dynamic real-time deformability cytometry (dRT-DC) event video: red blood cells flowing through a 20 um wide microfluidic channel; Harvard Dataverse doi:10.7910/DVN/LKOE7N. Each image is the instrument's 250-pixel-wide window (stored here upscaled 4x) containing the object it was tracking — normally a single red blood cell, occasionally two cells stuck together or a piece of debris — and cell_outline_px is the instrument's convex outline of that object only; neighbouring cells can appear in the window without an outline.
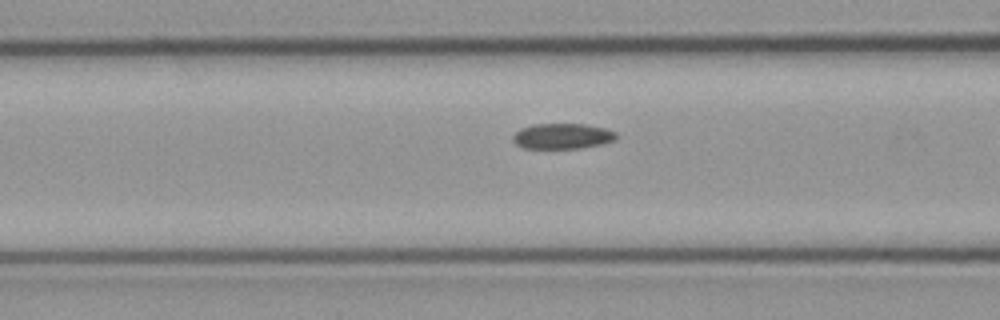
{"species": "common noctule bat (a hibernating species)", "species_latin": "Nyctalus noctula", "temperature_condition": "cold", "stored_images_in_passage": 40, "camera_frame_rate_fps": 3000, "um_per_image_px": 0.085, "animal": {"sex": "male", "body_mass_g": 23.1, "forearm_length_mm": 52.7}, "frame": {"image": 1, "passage_image": 19, "time_ms": 6.0, "image_size_px": [1000, 320], "cell_outline_px": [[616, 140], [604, 144], [580, 148], [520, 148], [512, 140], [512, 136], [520, 128], [536, 124], [584, 124], [604, 128], [616, 132]], "centroid_in_image_um": [47.79, 11.58], "position_along_channel_um": 118.8, "area_um2": 15.43}}
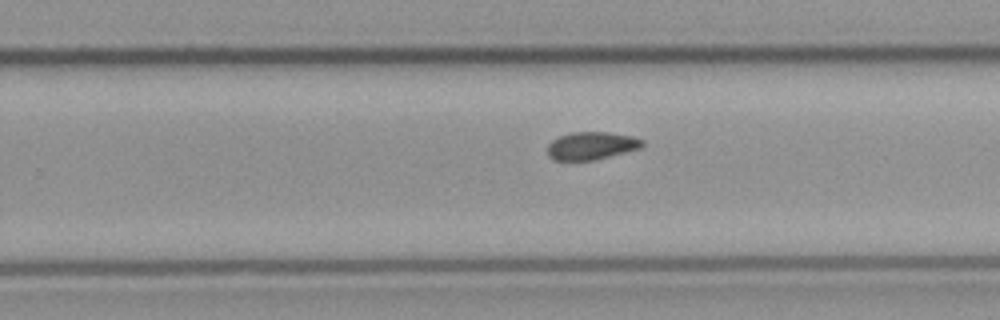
{"frame": {"image": 2, "passage_image": 32, "time_ms": 10.333, "image_size_px": [1000, 320], "cell_outline_px": [[644, 144], [640, 148], [592, 160], [552, 160], [548, 156], [548, 144], [552, 140], [560, 136], [572, 132], [608, 132], [632, 136], [644, 140]], "centroid_in_image_um": [50.25, 12.38], "position_along_channel_um": 279.5, "area_um2": 15.2}}
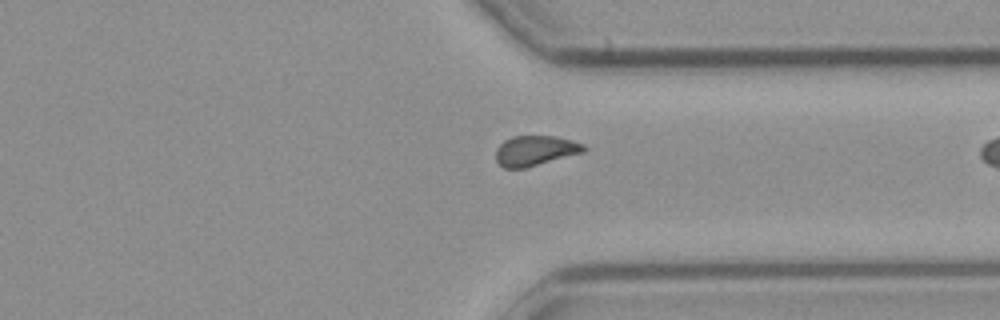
{"frame": {"image": 3, "passage_image": 39, "time_ms": 12.667, "image_size_px": [1000, 320], "cell_outline_px": [[588, 148], [584, 152], [524, 168], [504, 168], [496, 160], [496, 148], [504, 140], [512, 136], [556, 136], [572, 140], [584, 144]], "centroid_in_image_um": [45.5, 12.79], "position_along_channel_um": 365.9, "area_um2": 15.43}}